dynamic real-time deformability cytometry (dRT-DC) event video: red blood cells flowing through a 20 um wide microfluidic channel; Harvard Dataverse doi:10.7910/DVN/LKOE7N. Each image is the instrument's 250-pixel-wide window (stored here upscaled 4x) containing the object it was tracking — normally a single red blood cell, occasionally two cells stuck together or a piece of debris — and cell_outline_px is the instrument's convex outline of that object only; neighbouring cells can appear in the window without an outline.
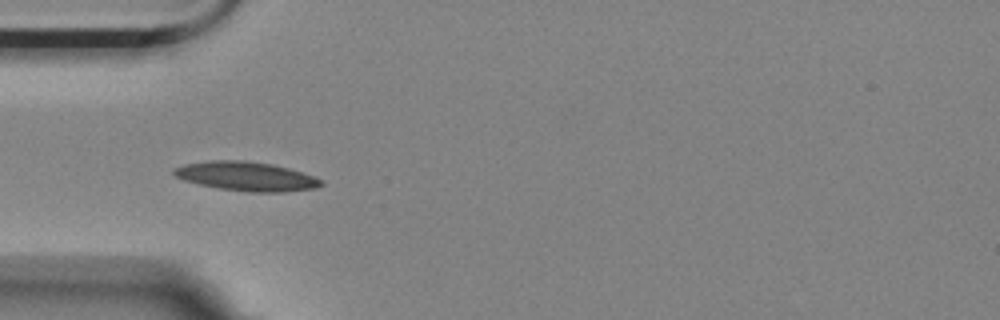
{"species": "Egyptian fruit bat (a non-hibernating species)", "species_latin": "Rousettus aegyptiacus", "temperature_condition": "room temperature", "stored_images_in_passage": 6, "camera_frame_rate_fps": 3000, "um_per_image_px": 0.085, "animal": {"sex": "female"}, "frame": {"image": 1, "passage_image": 5, "time_ms": 1.333, "image_size_px": [1000, 320], "cell_outline_px": [[324, 184], [316, 188], [284, 192], [248, 192], [216, 188], [184, 180], [176, 176], [172, 172], [172, 168], [184, 164], [208, 160], [244, 160], [272, 164], [288, 168], [312, 176], [320, 180]], "centroid_in_image_um": [20.89, 14.98], "position_along_channel_um": 64.1, "area_um2": 24.97}}
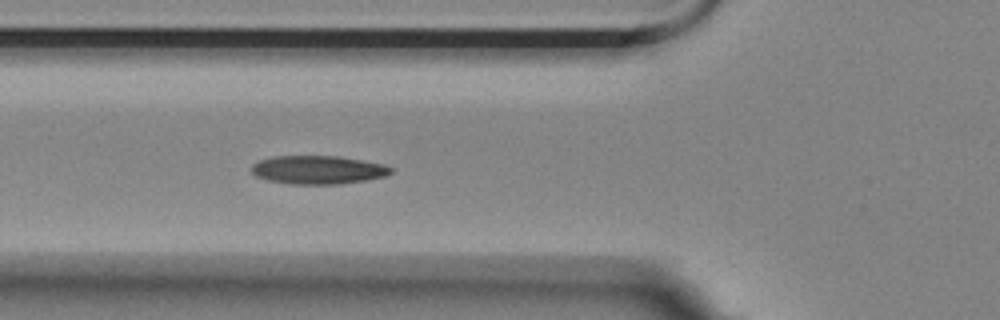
{"frame": {"image": 2, "passage_image": 6, "time_ms": 1.667, "image_size_px": [1000, 320], "cell_outline_px": [[392, 172], [384, 176], [364, 180], [340, 184], [292, 184], [268, 180], [256, 176], [252, 172], [252, 164], [260, 160], [272, 156], [340, 156], [384, 164], [392, 168]], "centroid_in_image_um": [27.02, 14.43], "position_along_channel_um": 98.8, "area_um2": 23.0}}